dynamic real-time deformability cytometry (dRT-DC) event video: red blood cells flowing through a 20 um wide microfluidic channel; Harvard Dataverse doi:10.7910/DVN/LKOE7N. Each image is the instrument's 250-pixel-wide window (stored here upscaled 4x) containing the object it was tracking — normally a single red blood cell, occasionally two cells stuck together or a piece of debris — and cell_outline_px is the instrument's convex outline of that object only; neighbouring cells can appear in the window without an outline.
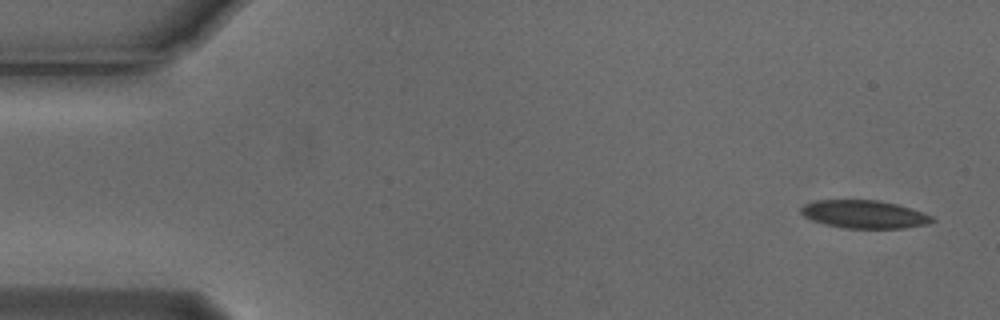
{"species": "Egyptian fruit bat (a non-hibernating species)", "species_latin": "Rousettus aegyptiacus", "temperature_condition": "cold", "stored_images_in_passage": 6, "camera_frame_rate_fps": 3000, "um_per_image_px": 0.085, "animal": {"sex": "male"}, "frame": {"image": 1, "passage_image": 1, "time_ms": 0.0, "image_size_px": [1000, 320], "cell_outline_px": [[936, 220], [928, 224], [904, 228], [844, 228], [824, 224], [812, 220], [804, 216], [800, 212], [800, 208], [804, 204], [816, 200], [876, 200], [896, 204], [932, 216]], "centroid_in_image_um": [73.42, 18.22], "position_along_channel_um": 11.6, "area_um2": 21.27}}
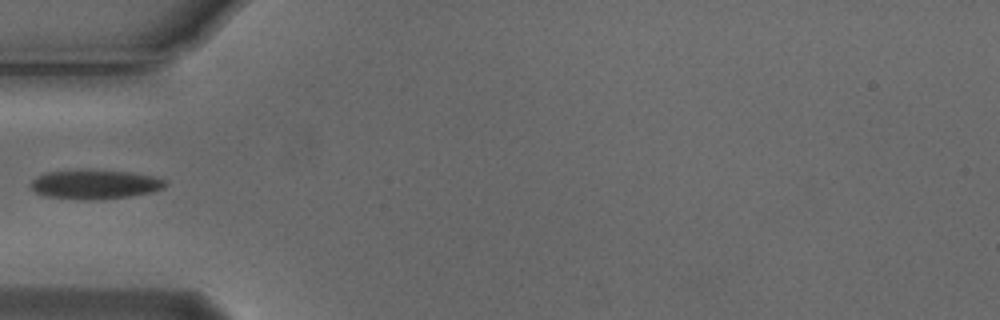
{"frame": {"image": 2, "passage_image": 5, "time_ms": 1.333, "image_size_px": [1000, 320], "cell_outline_px": [[168, 184], [164, 188], [152, 192], [104, 200], [80, 200], [48, 196], [36, 192], [32, 188], [32, 180], [36, 176], [48, 172], [80, 168], [88, 168], [128, 172], [152, 176], [168, 180]], "centroid_in_image_um": [8.1, 15.65], "position_along_channel_um": 76.9, "area_um2": 23.47}}
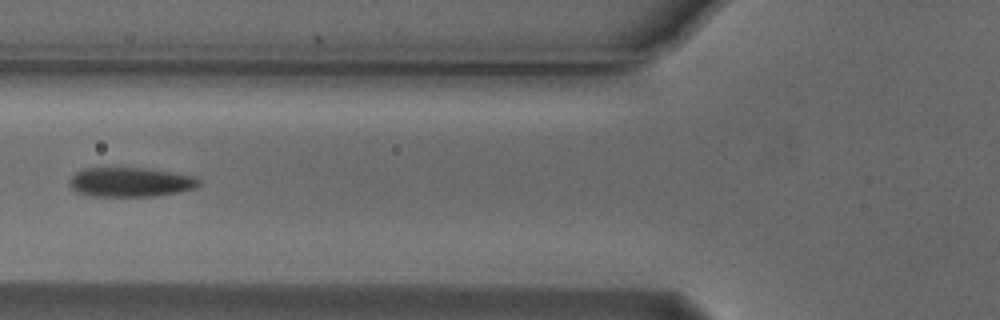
{"frame": {"image": 3, "passage_image": 6, "time_ms": 1.667, "image_size_px": [1000, 320], "cell_outline_px": [[200, 184], [196, 188], [176, 192], [152, 196], [92, 196], [76, 192], [68, 184], [72, 176], [76, 172], [84, 168], [148, 168], [192, 176], [200, 180]], "centroid_in_image_um": [11.05, 15.48], "position_along_channel_um": 114.7, "area_um2": 22.02}}